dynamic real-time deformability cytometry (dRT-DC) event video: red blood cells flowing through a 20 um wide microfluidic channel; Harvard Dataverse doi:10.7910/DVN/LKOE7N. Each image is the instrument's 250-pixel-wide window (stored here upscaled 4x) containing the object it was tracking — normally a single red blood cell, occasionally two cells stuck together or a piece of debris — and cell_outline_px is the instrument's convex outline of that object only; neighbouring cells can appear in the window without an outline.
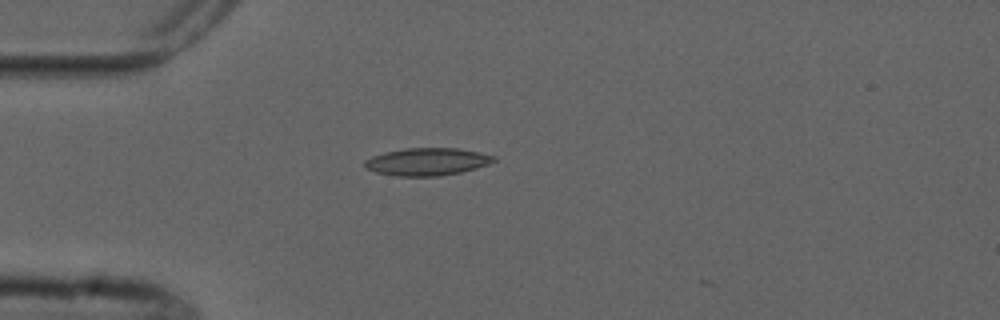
{"species": "common noctule bat (a hibernating species)", "species_latin": "Nyctalus noctula", "temperature_condition": "cold", "stored_images_in_passage": 1, "camera_frame_rate_fps": 3000, "um_per_image_px": 0.085, "animal": {"sex": "male", "forearm_length_mm": 52.5}, "frame": {"image": 1, "passage_image": 1, "time_ms": 0.0, "image_size_px": [1000, 320], "cell_outline_px": [[496, 160], [488, 164], [476, 168], [460, 172], [440, 176], [396, 176], [376, 172], [364, 168], [364, 160], [372, 156], [384, 152], [404, 148], [456, 148], [480, 152], [496, 156]], "centroid_in_image_um": [36.28, 13.74], "position_along_channel_um": 48.7, "area_um2": 20.81}}